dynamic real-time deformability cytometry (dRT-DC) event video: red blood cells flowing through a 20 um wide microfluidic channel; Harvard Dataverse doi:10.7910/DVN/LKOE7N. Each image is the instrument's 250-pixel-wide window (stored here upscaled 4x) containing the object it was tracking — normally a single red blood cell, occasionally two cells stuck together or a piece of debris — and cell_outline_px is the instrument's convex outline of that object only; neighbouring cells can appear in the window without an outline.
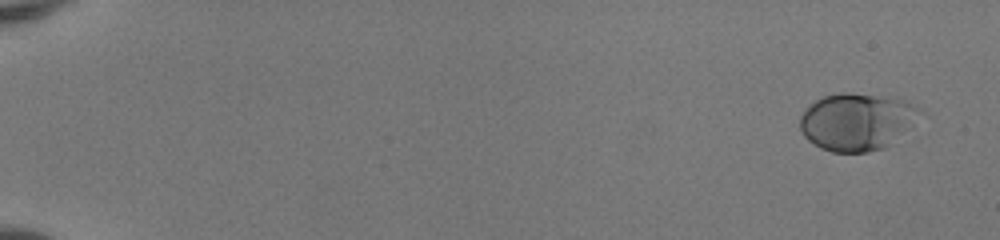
{"species": "human", "species_latin": "Homo sapiens", "temperature_condition": "room temperature", "stored_images_in_passage": 51, "camera_frame_rate_fps": 3000, "um_per_image_px": 0.085, "donor": {"sex": "female"}, "frame": {"image": 1, "passage_image": 1, "time_ms": 0.0, "image_size_px": [1000, 240], "cell_outline_px": [[928, 116], [884, 148], [868, 152], [832, 152], [820, 148], [808, 140], [804, 136], [800, 128], [800, 116], [808, 104], [824, 96], [840, 92], [844, 92], [904, 100], [920, 108]], "centroid_in_image_um": [72.89, 10.35], "position_along_channel_um": 12.1, "area_um2": 40.58}}
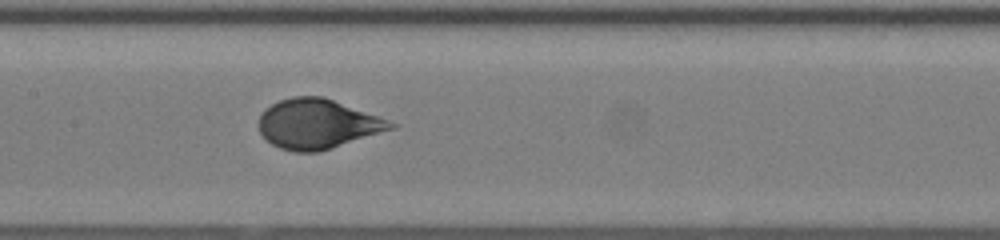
{"frame": {"image": 2, "passage_image": 27, "time_ms": 8.667, "image_size_px": [1000, 240], "cell_outline_px": [[400, 124], [396, 128], [320, 152], [292, 152], [280, 148], [272, 144], [260, 132], [260, 116], [272, 104], [280, 100], [292, 96], [324, 96], [380, 116]], "centroid_in_image_um": [27.06, 10.54], "position_along_channel_um": 180.3, "area_um2": 38.32}}
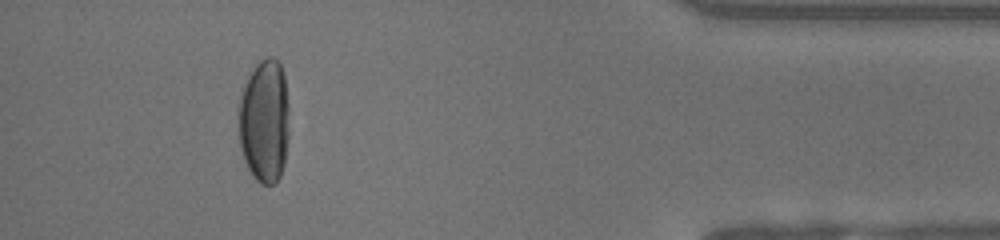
{"frame": {"image": 3, "passage_image": 47, "time_ms": 15.333, "image_size_px": [1000, 240], "cell_outline_px": [[288, 136], [284, 164], [280, 176], [276, 184], [260, 184], [252, 176], [244, 160], [240, 148], [240, 100], [244, 84], [252, 68], [260, 60], [268, 56], [272, 56], [280, 64], [284, 72], [288, 104]], "centroid_in_image_um": [22.49, 10.29], "position_along_channel_um": 412.7, "area_um2": 36.59}, "authors_computed_cell_mechanics": {"area_um2": 38.148, "velocity_mm_per_s": 4.0863, "shape_relaxation_time_tau1_ms": 4.7257, "shape_relaxation_time_tau2_ms": null, "deformation_change_tau1": 0.2123, "deformation_change_tau2": null}}